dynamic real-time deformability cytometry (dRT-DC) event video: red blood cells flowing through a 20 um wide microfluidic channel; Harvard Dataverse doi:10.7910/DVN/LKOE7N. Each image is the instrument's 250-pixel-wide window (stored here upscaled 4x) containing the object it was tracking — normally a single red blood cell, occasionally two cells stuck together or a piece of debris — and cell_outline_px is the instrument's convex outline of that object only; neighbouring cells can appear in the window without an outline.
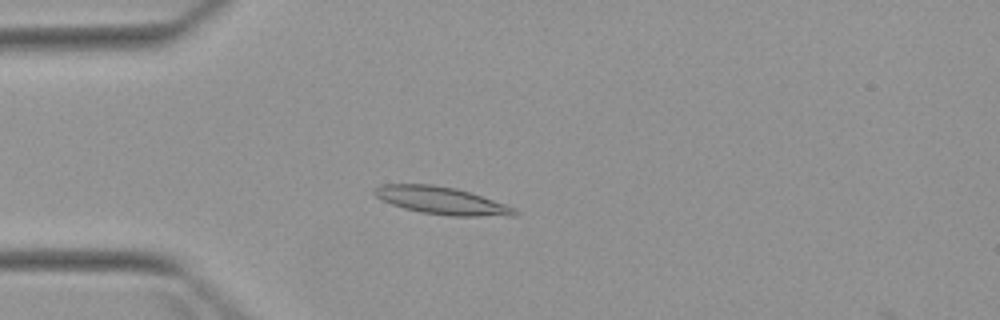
{"species": "Egyptian fruit bat (a non-hibernating species)", "species_latin": "Rousettus aegyptiacus", "temperature_condition": "warm", "stored_images_in_passage": 3, "camera_frame_rate_fps": 3000, "um_per_image_px": 0.085, "animal": {"sex": "female"}, "frame": {"image": 1, "passage_image": 3, "time_ms": 3.0, "image_size_px": [1000, 320], "cell_outline_px": [[520, 212], [516, 216], [448, 216], [420, 212], [404, 208], [380, 200], [372, 192], [380, 184], [432, 184], [456, 188], [516, 208]], "centroid_in_image_um": [37.53, 17.06], "position_along_channel_um": 47.5, "area_um2": 22.43}}